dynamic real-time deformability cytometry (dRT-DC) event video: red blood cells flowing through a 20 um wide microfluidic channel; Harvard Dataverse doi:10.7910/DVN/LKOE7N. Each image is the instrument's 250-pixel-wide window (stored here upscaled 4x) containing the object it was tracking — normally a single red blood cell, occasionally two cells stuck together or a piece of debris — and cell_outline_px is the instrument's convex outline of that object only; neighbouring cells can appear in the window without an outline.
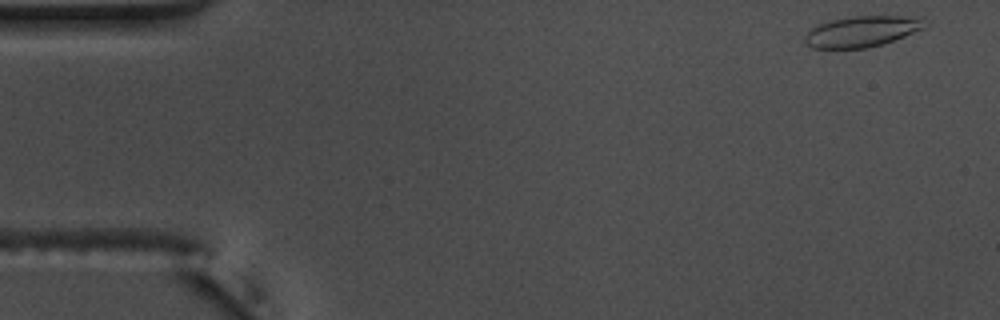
{"species": "common noctule bat (a hibernating species)", "species_latin": "Nyctalus noctula", "temperature_condition": "warm", "stored_images_in_passage": 52, "camera_frame_rate_fps": 3000, "um_per_image_px": 0.085, "animal": {"sex": "male", "body_mass_g": 17.5, "forearm_length_mm": 52.3}, "frame": {"image": 1, "passage_image": 1, "time_ms": 0.0, "image_size_px": [1000, 320], "cell_outline_px": [[924, 28], [904, 36], [880, 44], [864, 48], [812, 48], [804, 44], [804, 36], [816, 24], [832, 20], [852, 16], [924, 16]], "centroid_in_image_um": [73.23, 2.66], "position_along_channel_um": 11.8, "area_um2": 21.5}}
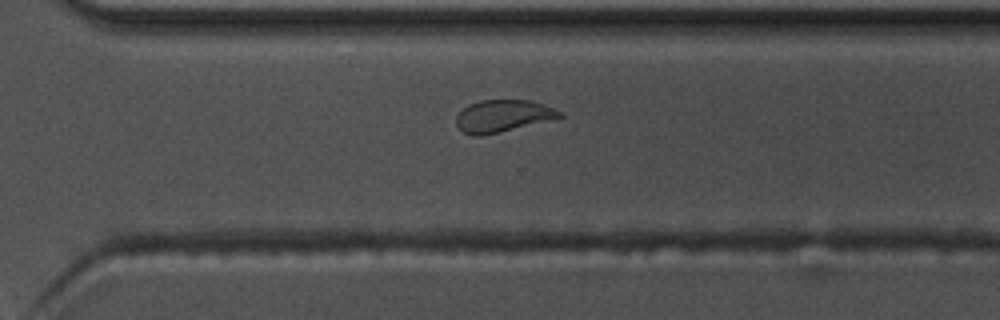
{"frame": {"image": 2, "passage_image": 36, "time_ms": 11.667, "image_size_px": [1000, 320], "cell_outline_px": [[564, 116], [560, 120], [480, 136], [472, 136], [464, 132], [456, 124], [456, 116], [468, 104], [480, 100], [528, 100], [552, 108], [560, 112]], "centroid_in_image_um": [42.79, 9.88], "position_along_channel_um": 327.8, "area_um2": 19.65}}
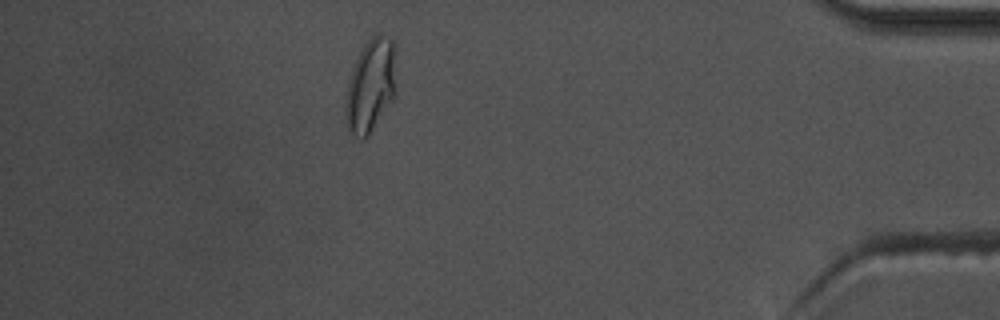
{"frame": {"image": 3, "passage_image": 46, "time_ms": 15.0, "image_size_px": [1000, 320], "cell_outline_px": [[396, 92], [392, 100], [368, 136], [364, 140], [360, 140], [348, 132], [344, 108], [344, 100], [348, 80], [352, 68], [360, 52], [368, 40], [372, 36], [380, 36], [392, 40]], "centroid_in_image_um": [31.45, 7.38], "position_along_channel_um": 403.8, "area_um2": 27.28}, "authors_computed_cell_mechanics": {"area_um2": 20.6924, "velocity_mm_per_s": 3.7258, "shape_relaxation_time_tau1_ms": 7.2722, "shape_relaxation_time_tau2_ms": 1.5168, "deformation_change_tau1": 0.1752, "deformation_change_tau2": 0.0696}}